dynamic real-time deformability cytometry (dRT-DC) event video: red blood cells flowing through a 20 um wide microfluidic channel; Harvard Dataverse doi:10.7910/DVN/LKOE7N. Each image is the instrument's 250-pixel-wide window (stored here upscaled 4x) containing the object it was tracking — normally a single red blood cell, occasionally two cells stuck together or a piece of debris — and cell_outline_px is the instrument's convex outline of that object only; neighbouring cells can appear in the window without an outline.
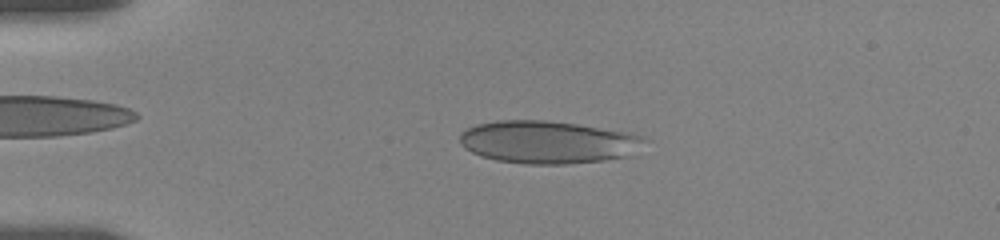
{"species": "human", "species_latin": "Homo sapiens", "temperature_condition": "room temperature", "stored_images_in_passage": 44, "camera_frame_rate_fps": 3000, "um_per_image_px": 0.085, "donor": {"sex": "female"}, "frame": {"image": 1, "passage_image": 15, "time_ms": 3.667, "image_size_px": [1000, 240], "cell_outline_px": [[652, 140], [640, 156], [568, 164], [524, 164], [496, 160], [480, 156], [464, 148], [460, 144], [460, 132], [464, 128], [476, 124], [500, 120], [544, 120], [576, 124], [632, 132], [644, 136]], "centroid_in_image_um": [46.74, 12.09], "position_along_channel_um": 38.3, "area_um2": 47.45}}
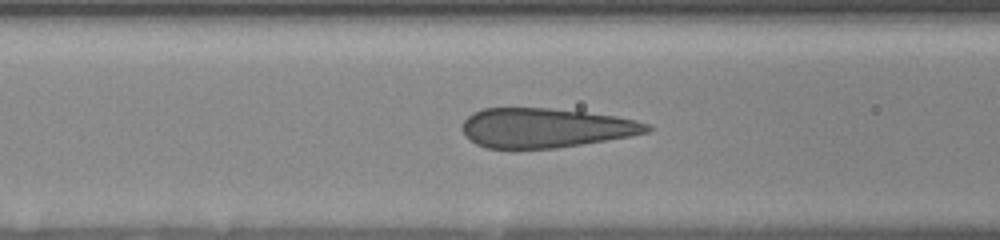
{"frame": {"image": 2, "passage_image": 26, "time_ms": 7.0, "image_size_px": [1000, 240], "cell_outline_px": [[652, 128], [648, 132], [632, 136], [556, 148], [488, 148], [476, 144], [464, 136], [460, 128], [464, 120], [472, 112], [484, 108], [548, 108], [584, 112], [616, 116], [636, 120], [648, 124]], "centroid_in_image_um": [46.33, 10.87], "position_along_channel_um": 120.3, "area_um2": 42.54}}
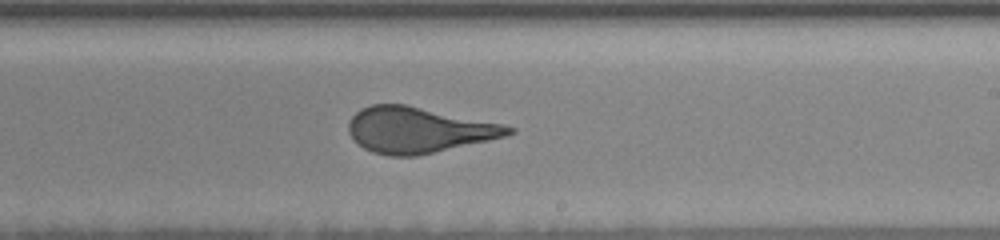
{"frame": {"image": 3, "passage_image": 44, "time_ms": 10.667, "image_size_px": [1000, 240], "cell_outline_px": [[516, 132], [504, 136], [488, 140], [416, 156], [388, 156], [372, 152], [364, 148], [348, 132], [348, 120], [360, 108], [372, 104], [404, 104], [504, 124], [516, 128]], "centroid_in_image_um": [35.54, 11.04], "position_along_channel_um": 253.5, "area_um2": 42.37}}